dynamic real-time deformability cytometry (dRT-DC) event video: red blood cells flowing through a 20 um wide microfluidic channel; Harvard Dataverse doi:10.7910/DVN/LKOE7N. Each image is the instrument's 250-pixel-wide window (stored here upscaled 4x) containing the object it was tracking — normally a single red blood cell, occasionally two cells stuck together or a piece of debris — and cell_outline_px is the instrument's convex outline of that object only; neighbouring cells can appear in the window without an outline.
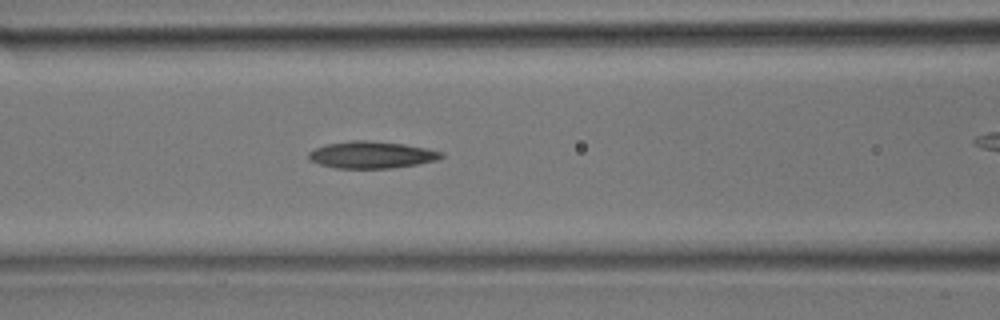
{"species": "common noctule bat (a hibernating species)", "species_latin": "Nyctalus noctula", "temperature_condition": "room temperature", "stored_images_in_passage": 17, "camera_frame_rate_fps": 3000, "um_per_image_px": 0.085, "animal": {"sex": "male", "body_mass_g": 17.9}, "frame": {"image": 1, "passage_image": 12, "time_ms": 3.667, "image_size_px": [1000, 320], "cell_outline_px": [[444, 156], [436, 160], [416, 164], [392, 168], [336, 168], [320, 164], [308, 160], [308, 152], [324, 144], [352, 140], [368, 140], [404, 144], [428, 148], [444, 152]], "centroid_in_image_um": [31.57, 13.15], "position_along_channel_um": 135.0, "area_um2": 20.92}}